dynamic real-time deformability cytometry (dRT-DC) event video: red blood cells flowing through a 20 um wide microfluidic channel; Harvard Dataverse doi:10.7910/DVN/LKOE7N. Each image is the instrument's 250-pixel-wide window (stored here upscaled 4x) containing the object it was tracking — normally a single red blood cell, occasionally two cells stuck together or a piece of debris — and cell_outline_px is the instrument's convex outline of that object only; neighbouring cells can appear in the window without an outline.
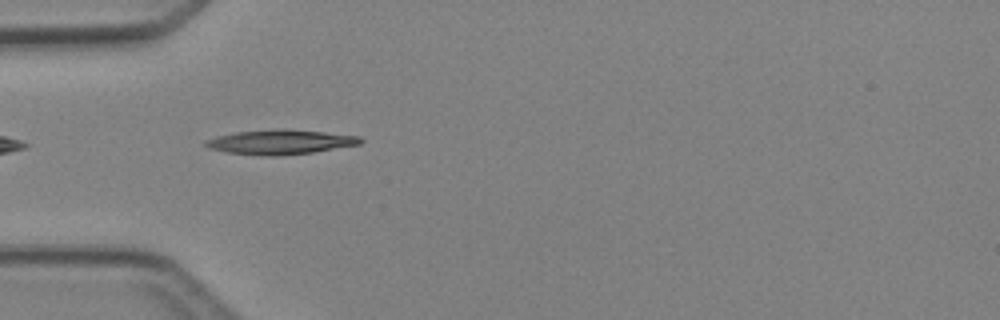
{"species": "Egyptian fruit bat (a non-hibernating species)", "species_latin": "Rousettus aegyptiacus", "temperature_condition": "cold", "stored_images_in_passage": 3, "camera_frame_rate_fps": 3000, "um_per_image_px": 0.085, "animal": {"sex": "female"}, "frame": {"image": 1, "passage_image": 1, "time_ms": 0.0, "image_size_px": [1000, 320], "cell_outline_px": [[364, 140], [360, 144], [312, 152], [280, 156], [268, 156], [228, 152], [208, 148], [204, 144], [204, 140], [216, 136], [236, 132], [276, 128], [284, 128], [324, 132], [360, 136]], "centroid_in_image_um": [23.81, 12.06], "position_along_channel_um": 61.2, "area_um2": 22.25}}
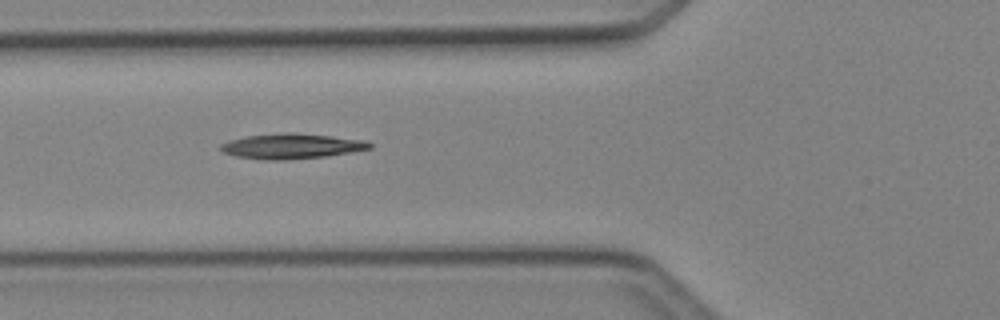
{"frame": {"image": 2, "passage_image": 2, "time_ms": 1.0, "image_size_px": [1000, 320], "cell_outline_px": [[372, 148], [324, 156], [284, 160], [264, 160], [236, 156], [224, 152], [220, 148], [220, 144], [228, 140], [244, 136], [284, 132], [292, 132], [332, 136], [368, 140], [372, 144]], "centroid_in_image_um": [24.76, 12.41], "position_along_channel_um": 101.0, "area_um2": 21.91}}
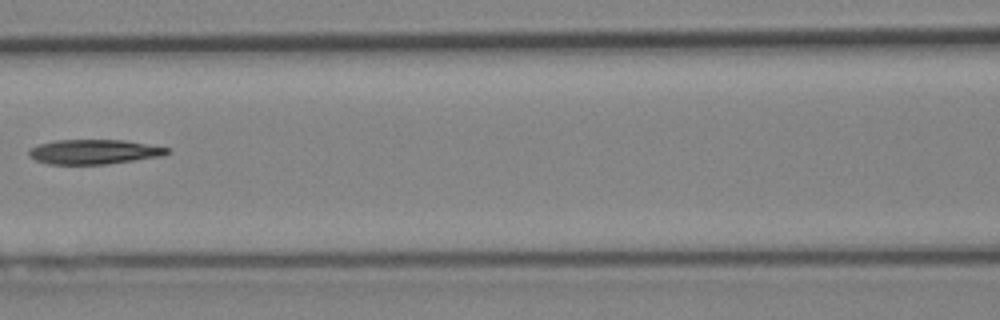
{"frame": {"image": 3, "passage_image": 3, "time_ms": 2.333, "image_size_px": [1000, 320], "cell_outline_px": [[172, 152], [164, 156], [104, 164], [48, 164], [36, 160], [28, 156], [28, 152], [32, 148], [40, 144], [56, 140], [124, 140], [172, 148]], "centroid_in_image_um": [8.06, 12.9], "position_along_channel_um": 158.5, "area_um2": 19.88}}